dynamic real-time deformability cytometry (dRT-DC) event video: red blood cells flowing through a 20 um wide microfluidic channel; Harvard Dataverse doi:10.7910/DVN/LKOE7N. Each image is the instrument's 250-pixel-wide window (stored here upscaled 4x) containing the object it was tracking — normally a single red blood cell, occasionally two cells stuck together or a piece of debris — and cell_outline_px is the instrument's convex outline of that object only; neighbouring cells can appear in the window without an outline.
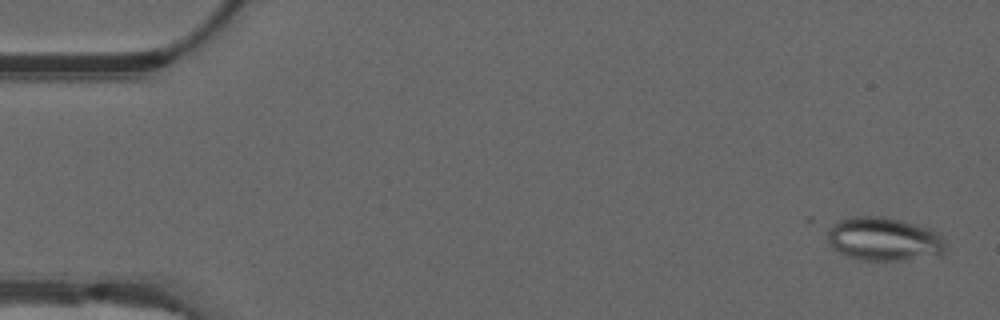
{"species": "common noctule bat (a hibernating species)", "species_latin": "Nyctalus noctula", "temperature_condition": "warm", "stored_images_in_passage": 54, "camera_frame_rate_fps": 3000, "um_per_image_px": 0.085, "animal": {"sex": "male", "forearm_length_mm": 52.5}, "frame": {"image": 1, "passage_image": 1, "time_ms": 0.0, "image_size_px": [1000, 320], "cell_outline_px": [[944, 252], [940, 256], [904, 260], [864, 260], [848, 256], [832, 248], [828, 244], [828, 228], [832, 224], [840, 220], [852, 216], [884, 216], [900, 220], [924, 228], [940, 236], [944, 240]], "centroid_in_image_um": [75.08, 20.33], "position_along_channel_um": 9.9, "area_um2": 29.71}}
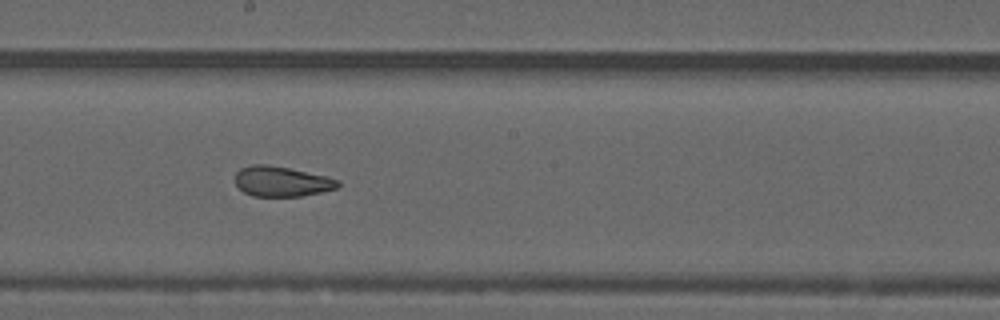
{"frame": {"image": 2, "passage_image": 29, "time_ms": 9.333, "image_size_px": [1000, 320], "cell_outline_px": [[340, 184], [336, 188], [320, 192], [300, 196], [252, 196], [244, 192], [236, 184], [236, 172], [240, 168], [252, 164], [268, 164], [328, 176], [340, 180]], "centroid_in_image_um": [23.94, 15.41], "position_along_channel_um": 224.3, "area_um2": 18.03}}
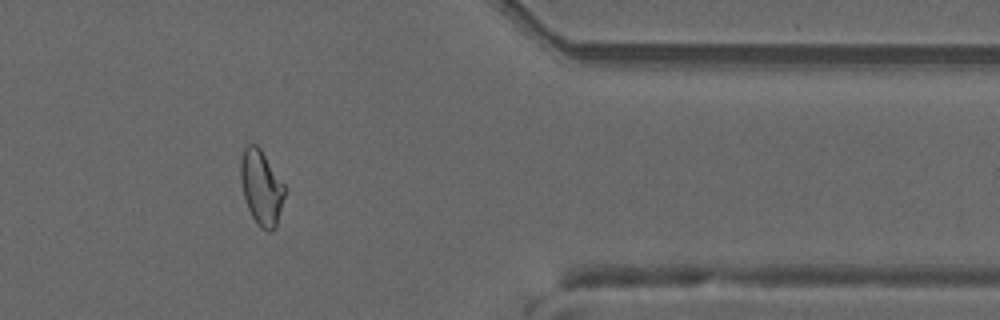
{"frame": {"image": 3, "passage_image": 44, "time_ms": 14.333, "image_size_px": [1000, 320], "cell_outline_px": [[284, 196], [276, 228], [272, 232], [268, 232], [260, 228], [256, 224], [248, 208], [244, 196], [240, 180], [240, 160], [244, 148], [248, 144], [256, 144], [260, 148], [284, 184]], "centroid_in_image_um": [22.2, 15.96], "position_along_channel_um": 389.2, "area_um2": 19.19}, "authors_computed_cell_mechanics": {"area_um2": 20.0855, "velocity_mm_per_s": 3.7261, "shape_relaxation_time_tau1_ms": null, "shape_relaxation_time_tau2_ms": 1.7717, "deformation_change_tau1": null, "deformation_change_tau2": 0.0877}}